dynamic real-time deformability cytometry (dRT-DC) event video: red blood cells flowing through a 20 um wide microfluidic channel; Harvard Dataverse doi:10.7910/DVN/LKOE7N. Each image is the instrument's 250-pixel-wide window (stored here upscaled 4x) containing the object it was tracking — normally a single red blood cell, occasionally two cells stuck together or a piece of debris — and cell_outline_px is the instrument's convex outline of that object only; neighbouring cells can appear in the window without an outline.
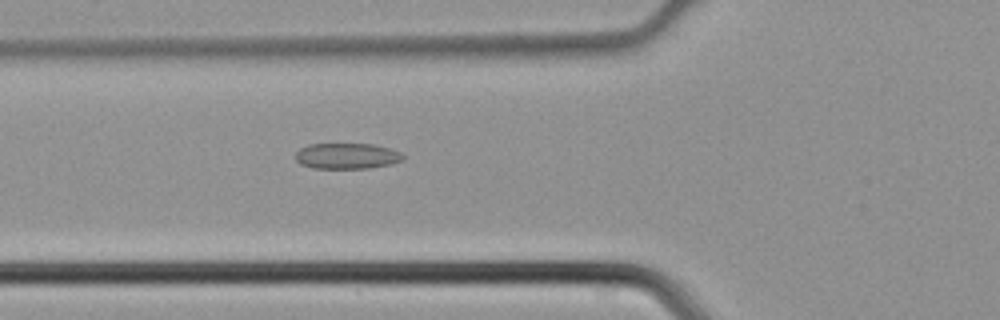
{"species": "common noctule bat (a hibernating species)", "species_latin": "Nyctalus noctula", "temperature_condition": "cold", "stored_images_in_passage": 26, "camera_frame_rate_fps": 3000, "um_per_image_px": 0.085, "animal": {"sex": "male", "body_mass_g": 21.5, "forearm_length_mm": 52.0}, "frame": {"image": 1, "passage_image": 4, "time_ms": 1.0, "image_size_px": [1000, 320], "cell_outline_px": [[404, 160], [392, 164], [368, 168], [312, 168], [300, 164], [296, 160], [296, 152], [300, 148], [308, 144], [372, 144], [388, 148], [400, 152], [404, 156]], "centroid_in_image_um": [29.48, 13.26], "position_along_channel_um": 96.3, "area_um2": 16.18}}
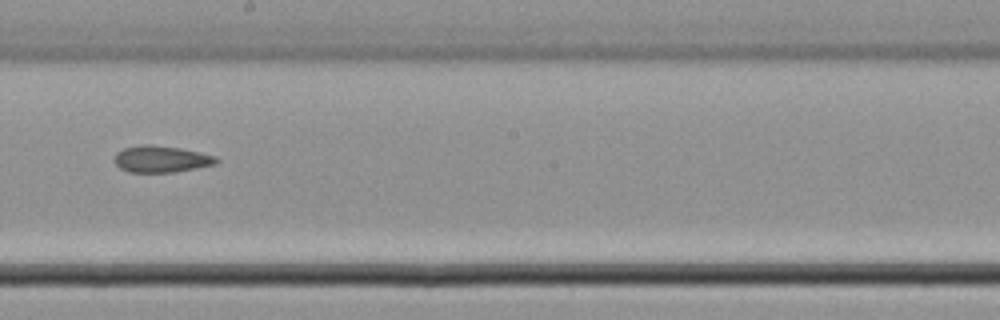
{"frame": {"image": 2, "passage_image": 13, "time_ms": 4.0, "image_size_px": [1000, 320], "cell_outline_px": [[220, 160], [216, 164], [176, 172], [128, 172], [120, 168], [112, 160], [116, 152], [124, 148], [140, 144], [152, 144], [180, 148], [200, 152], [216, 156]], "centroid_in_image_um": [13.69, 13.51], "position_along_channel_um": 234.5, "area_um2": 16.07}}
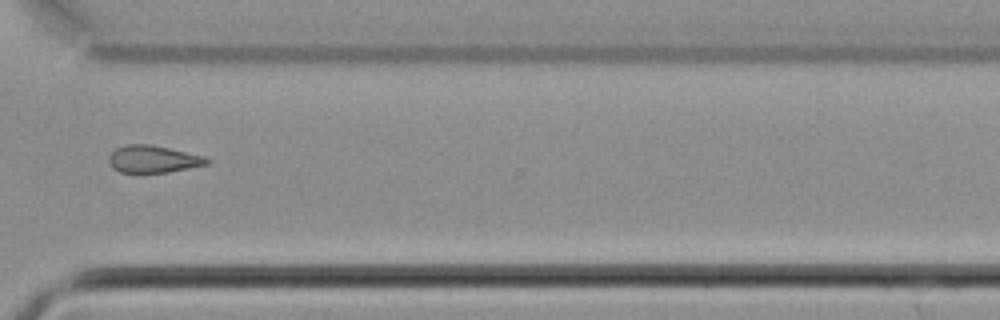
{"frame": {"image": 3, "passage_image": 21, "time_ms": 6.667, "image_size_px": [1000, 320], "cell_outline_px": [[212, 160], [208, 164], [168, 172], [136, 176], [120, 172], [112, 168], [108, 160], [108, 156], [116, 148], [128, 144], [152, 144], [204, 156]], "centroid_in_image_um": [12.97, 13.57], "position_along_channel_um": 357.6, "area_um2": 16.24}}